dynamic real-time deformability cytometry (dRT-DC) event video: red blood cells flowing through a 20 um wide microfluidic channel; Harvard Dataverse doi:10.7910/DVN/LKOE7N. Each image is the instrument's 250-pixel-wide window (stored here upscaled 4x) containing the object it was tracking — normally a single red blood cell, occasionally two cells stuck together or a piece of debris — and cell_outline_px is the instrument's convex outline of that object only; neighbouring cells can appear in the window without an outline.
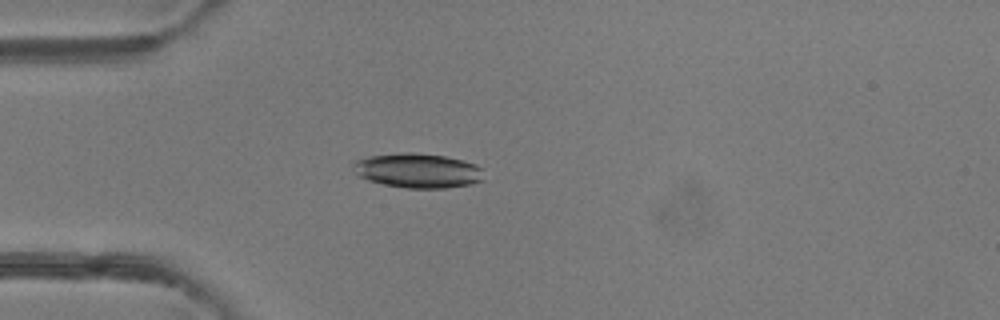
{"species": "common noctule bat (a hibernating species)", "species_latin": "Nyctalus noctula", "temperature_condition": "room temperature", "stored_images_in_passage": 49, "camera_frame_rate_fps": 3000, "um_per_image_px": 0.085, "animal": {"sex": "female"}, "frame": {"image": 1, "passage_image": 14, "time_ms": 4.333, "image_size_px": [1000, 320], "cell_outline_px": [[484, 180], [472, 184], [444, 188], [404, 188], [384, 184], [368, 180], [360, 176], [352, 168], [352, 164], [356, 160], [368, 156], [400, 152], [412, 152], [444, 156], [464, 160], [476, 164], [480, 168]], "centroid_in_image_um": [35.51, 14.49], "position_along_channel_um": 49.5, "area_um2": 26.41}}
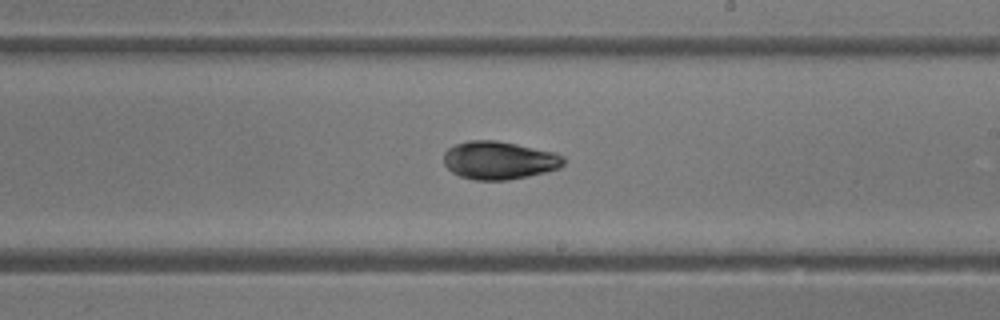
{"frame": {"image": 2, "passage_image": 29, "time_ms": 9.333, "image_size_px": [1000, 320], "cell_outline_px": [[564, 164], [560, 168], [528, 176], [508, 180], [472, 180], [460, 176], [452, 172], [444, 164], [444, 152], [452, 144], [468, 140], [496, 140], [556, 152], [564, 156]], "centroid_in_image_um": [42.41, 13.62], "position_along_channel_um": 246.6, "area_um2": 26.82}}
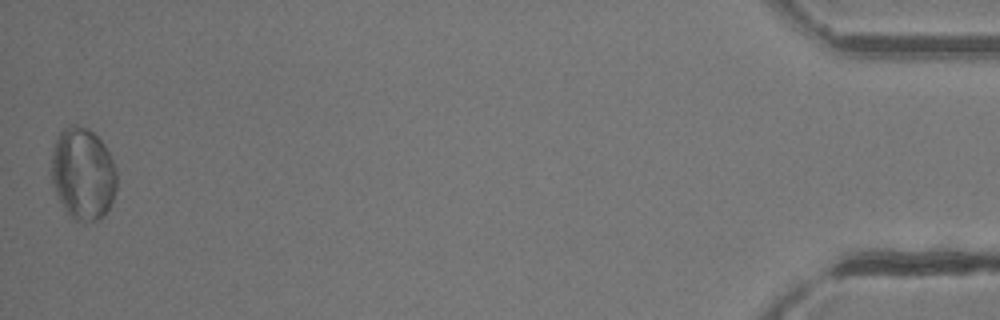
{"frame": {"image": 3, "passage_image": 49, "time_ms": 16.0, "image_size_px": [1000, 320], "cell_outline_px": [[116, 188], [112, 200], [104, 216], [100, 220], [84, 224], [76, 220], [64, 208], [52, 184], [52, 152], [56, 140], [60, 132], [64, 128], [72, 124], [76, 124], [88, 128], [104, 144], [116, 168]], "centroid_in_image_um": [7.06, 14.78], "position_along_channel_um": 428.1, "area_um2": 35.03}, "authors_computed_cell_mechanics": {"area_um2": 26.7036, "velocity_mm_per_s": 4.1865, "shape_relaxation_time_tau1_ms": 3.2616, "shape_relaxation_time_tau2_ms": 3.9794, "deformation_change_tau1": 0.0887, "deformation_change_tau2": 0.0726}}